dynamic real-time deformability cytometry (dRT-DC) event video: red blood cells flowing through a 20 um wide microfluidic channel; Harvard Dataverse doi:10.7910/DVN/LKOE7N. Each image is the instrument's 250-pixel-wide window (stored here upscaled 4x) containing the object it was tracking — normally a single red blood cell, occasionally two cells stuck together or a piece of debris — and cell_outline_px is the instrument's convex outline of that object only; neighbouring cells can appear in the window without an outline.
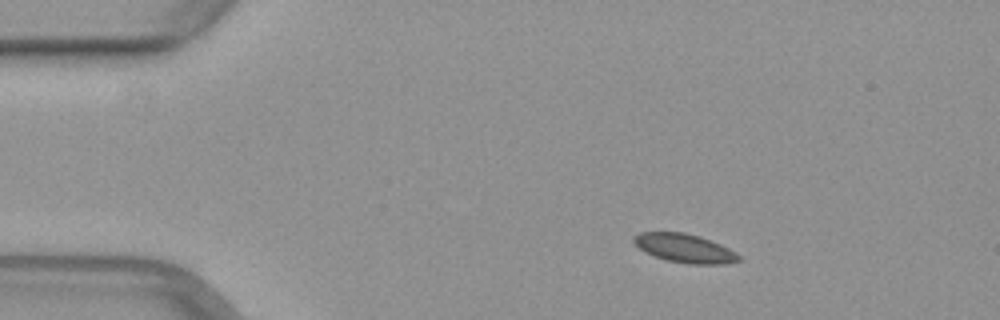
{"species": "common noctule bat (a hibernating species)", "species_latin": "Nyctalus noctula", "temperature_condition": "warm", "stored_images_in_passage": 50, "camera_frame_rate_fps": 3000, "um_per_image_px": 0.085, "animal": {"sex": "female", "body_mass_g": 29.2, "forearm_length_mm": 56.3}, "frame": {"image": 1, "passage_image": 8, "time_ms": 2.333, "image_size_px": [1000, 320], "cell_outline_px": [[740, 260], [728, 264], [688, 264], [668, 260], [652, 256], [644, 252], [632, 240], [632, 236], [640, 232], [684, 232], [700, 236], [720, 244], [736, 252], [740, 256]], "centroid_in_image_um": [58.18, 21.1], "position_along_channel_um": 26.8, "area_um2": 17.69}}
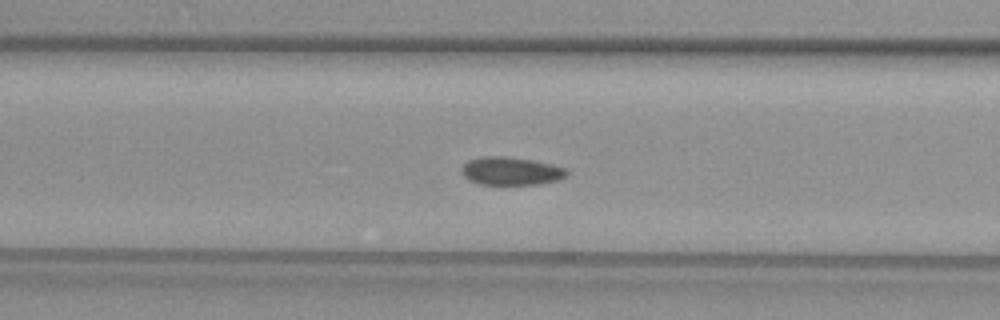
{"frame": {"image": 2, "passage_image": 20, "time_ms": 6.333, "image_size_px": [1000, 320], "cell_outline_px": [[568, 172], [564, 176], [556, 180], [536, 184], [480, 184], [468, 180], [460, 172], [460, 168], [468, 160], [484, 156], [504, 156], [532, 160], [552, 164], [564, 168]], "centroid_in_image_um": [43.36, 14.53], "position_along_channel_um": 123.2, "area_um2": 17.05}}
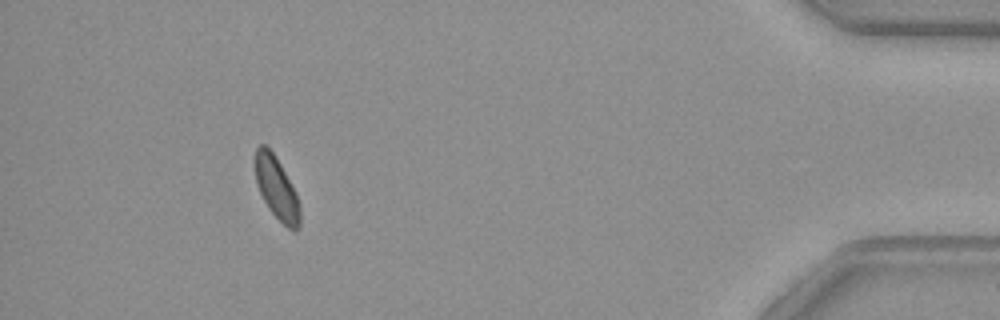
{"frame": {"image": 3, "passage_image": 46, "time_ms": 15.0, "image_size_px": [1000, 320], "cell_outline_px": [[300, 228], [296, 232], [292, 232], [268, 208], [256, 184], [252, 160], [256, 148], [260, 144], [264, 144], [276, 156], [296, 192], [300, 204]], "centroid_in_image_um": [23.49, 15.97], "position_along_channel_um": 411.7, "area_um2": 16.76}}